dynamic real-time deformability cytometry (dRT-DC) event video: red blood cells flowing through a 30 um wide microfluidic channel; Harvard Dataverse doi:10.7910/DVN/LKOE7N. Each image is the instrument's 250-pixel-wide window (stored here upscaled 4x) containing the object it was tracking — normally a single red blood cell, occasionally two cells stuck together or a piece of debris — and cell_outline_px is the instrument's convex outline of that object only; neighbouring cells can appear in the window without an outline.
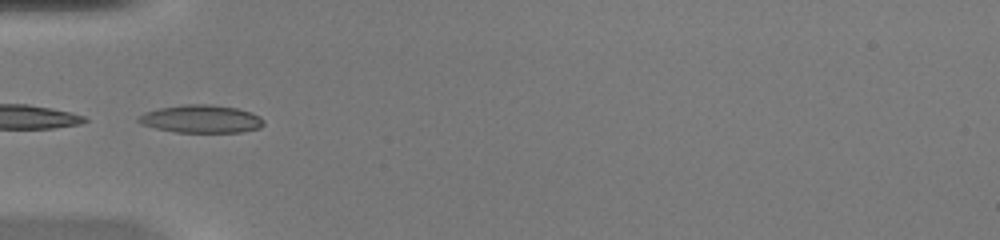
{"species": "common noctule bat (a hibernating species)", "species_latin": "Nyctalus noctula", "temperature_condition": "warm", "stored_images_in_passage": 34, "camera_frame_rate_fps": 3000, "um_per_image_px": 0.085, "animal": {"sex": "female", "body_mass_g": 20.0, "forearm_length_mm": 54.0}, "frame": {"image": 1, "passage_image": 1, "time_ms": 0.0, "image_size_px": [1000, 240], "cell_outline_px": [[264, 124], [260, 128], [240, 132], [176, 132], [156, 128], [140, 124], [136, 120], [136, 116], [144, 112], [160, 108], [184, 104], [208, 104], [236, 108], [252, 112], [260, 116], [264, 120]], "centroid_in_image_um": [17.08, 10.11], "position_along_channel_um": 67.9, "area_um2": 20.46}}
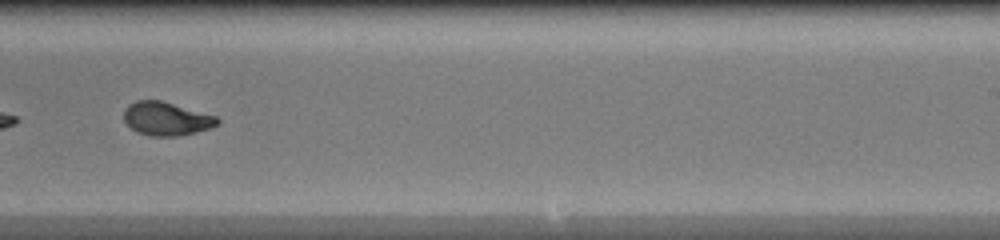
{"frame": {"image": 2, "passage_image": 16, "time_ms": 5.0, "image_size_px": [1000, 240], "cell_outline_px": [[220, 124], [196, 132], [180, 136], [148, 136], [136, 132], [124, 120], [124, 108], [128, 104], [136, 100], [160, 100], [216, 116], [220, 120]], "centroid_in_image_um": [14.12, 10.09], "position_along_channel_um": 274.9, "area_um2": 18.26}}
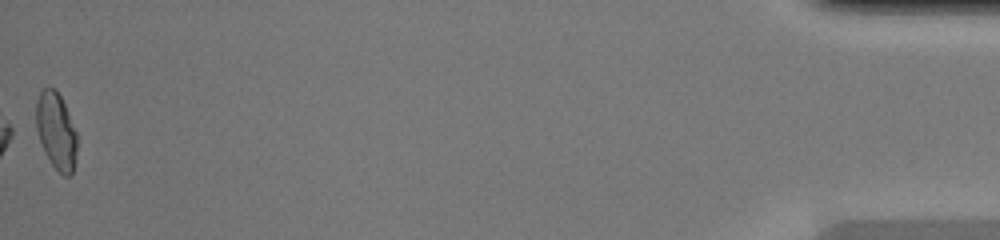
{"frame": {"image": 3, "passage_image": 34, "time_ms": 11.0, "image_size_px": [1000, 240], "cell_outline_px": [[76, 152], [72, 176], [64, 176], [52, 164], [40, 140], [36, 128], [36, 100], [40, 92], [44, 88], [56, 88], [68, 112], [76, 132]], "centroid_in_image_um": [4.77, 11.1], "position_along_channel_um": 430.4, "area_um2": 17.98}, "authors_computed_cell_mechanics": {"area_um2": 18.2648, "velocity_mm_per_s": 4.1572, "shape_relaxation_time_tau1_ms": 6.1917, "shape_relaxation_time_tau2_ms": 0.9198, "deformation_change_tau1": 0.2291, "deformation_change_tau2": 0.0614}}